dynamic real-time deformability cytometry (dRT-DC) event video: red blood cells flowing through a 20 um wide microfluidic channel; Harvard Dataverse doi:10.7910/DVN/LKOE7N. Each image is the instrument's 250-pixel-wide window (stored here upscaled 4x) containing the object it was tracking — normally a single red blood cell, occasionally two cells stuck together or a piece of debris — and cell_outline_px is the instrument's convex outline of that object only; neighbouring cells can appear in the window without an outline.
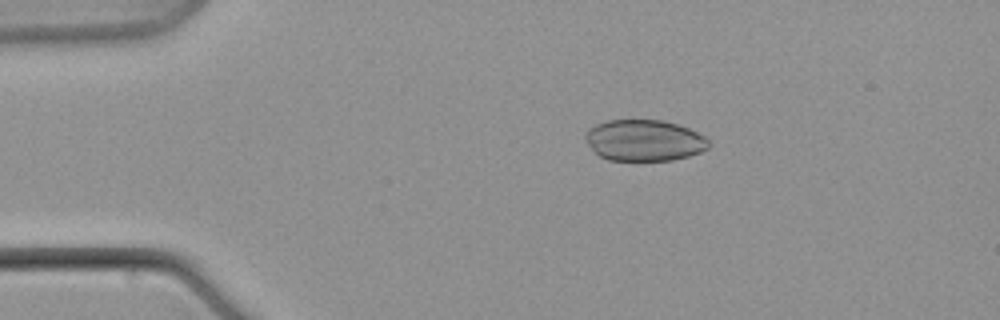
{"species": "common noctule bat (a hibernating species)", "species_latin": "Nyctalus noctula", "temperature_condition": "warm", "stored_images_in_passage": 9, "camera_frame_rate_fps": 3000, "um_per_image_px": 0.085, "animal": {"sex": "male", "body_mass_g": 21.5, "forearm_length_mm": 52.0}, "frame": {"image": 1, "passage_image": 3, "time_ms": 3.0, "image_size_px": [1000, 320], "cell_outline_px": [[708, 148], [700, 152], [688, 156], [672, 160], [608, 160], [600, 156], [584, 140], [584, 136], [588, 128], [596, 124], [608, 120], [660, 120], [676, 124], [688, 128], [704, 136], [708, 140]], "centroid_in_image_um": [54.73, 11.93], "position_along_channel_um": 30.3, "area_um2": 29.48}}
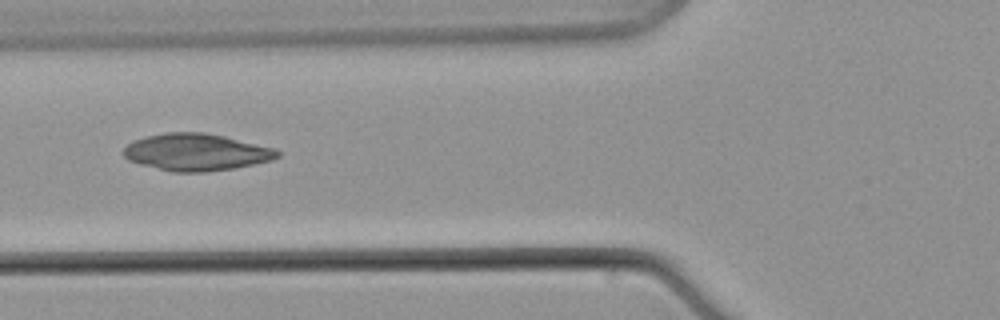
{"frame": {"image": 2, "passage_image": 7, "time_ms": 8.0, "image_size_px": [1000, 320], "cell_outline_px": [[280, 156], [272, 160], [232, 168], [208, 172], [172, 172], [140, 164], [128, 160], [124, 156], [124, 148], [132, 140], [164, 132], [204, 132], [224, 136], [272, 148], [280, 152]], "centroid_in_image_um": [16.64, 12.93], "position_along_channel_um": 109.2, "area_um2": 33.0}}
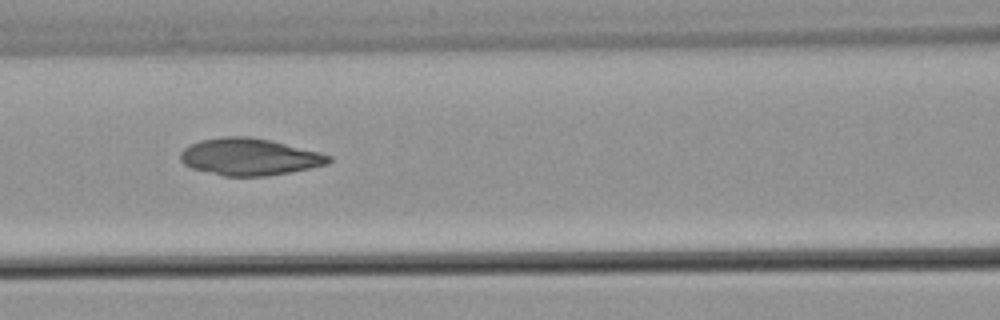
{"frame": {"image": 3, "passage_image": 8, "time_ms": 9.333, "image_size_px": [1000, 320], "cell_outline_px": [[332, 160], [328, 164], [268, 176], [224, 176], [192, 168], [184, 164], [180, 160], [180, 152], [184, 148], [200, 140], [224, 136], [248, 136], [272, 140], [320, 152], [332, 156]], "centroid_in_image_um": [21.21, 13.32], "position_along_channel_um": 145.4, "area_um2": 31.96}}